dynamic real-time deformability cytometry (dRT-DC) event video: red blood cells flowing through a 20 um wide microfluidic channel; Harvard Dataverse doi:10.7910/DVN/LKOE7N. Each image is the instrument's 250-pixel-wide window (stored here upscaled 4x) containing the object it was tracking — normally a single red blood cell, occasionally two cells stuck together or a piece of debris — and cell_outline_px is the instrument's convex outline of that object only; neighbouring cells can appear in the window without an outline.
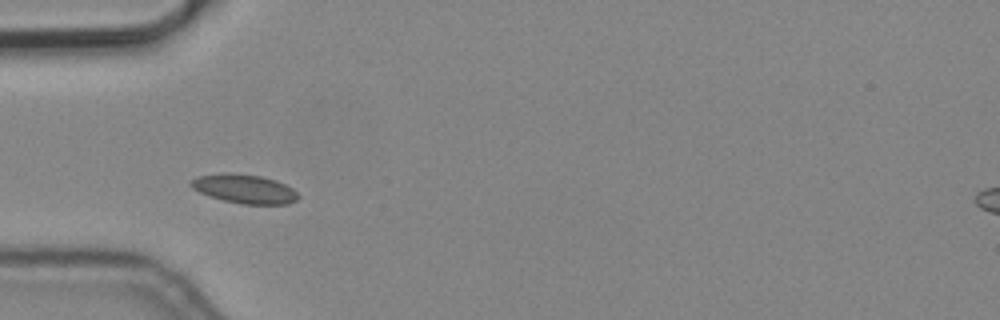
{"species": "common noctule bat (a hibernating species)", "species_latin": "Nyctalus noctula", "temperature_condition": "cold", "stored_images_in_passage": 3, "camera_frame_rate_fps": 3000, "um_per_image_px": 0.085, "animal": {"sex": "male", "body_mass_g": 19.2, "forearm_length_mm": 51.8}, "frame": {"image": 1, "passage_image": 2, "time_ms": 0.333, "image_size_px": [1000, 320], "cell_outline_px": [[300, 196], [296, 200], [288, 204], [244, 204], [224, 200], [200, 192], [192, 188], [188, 184], [196, 176], [224, 172], [232, 172], [260, 176], [276, 180], [292, 188]], "centroid_in_image_um": [20.77, 16.03], "position_along_channel_um": 64.2, "area_um2": 18.09}}
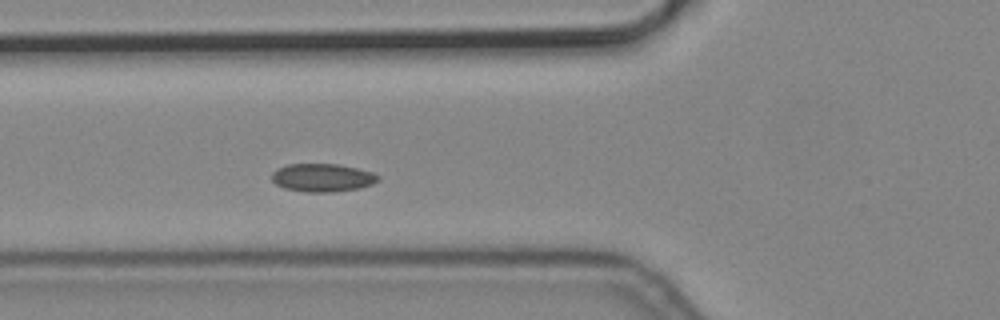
{"frame": {"image": 2, "passage_image": 3, "time_ms": 0.667, "image_size_px": [1000, 320], "cell_outline_px": [[380, 180], [372, 184], [360, 188], [332, 192], [304, 192], [284, 188], [276, 184], [272, 180], [272, 172], [276, 168], [288, 164], [340, 164], [372, 172], [380, 176]], "centroid_in_image_um": [27.4, 15.1], "position_along_channel_um": 98.4, "area_um2": 17.57}}